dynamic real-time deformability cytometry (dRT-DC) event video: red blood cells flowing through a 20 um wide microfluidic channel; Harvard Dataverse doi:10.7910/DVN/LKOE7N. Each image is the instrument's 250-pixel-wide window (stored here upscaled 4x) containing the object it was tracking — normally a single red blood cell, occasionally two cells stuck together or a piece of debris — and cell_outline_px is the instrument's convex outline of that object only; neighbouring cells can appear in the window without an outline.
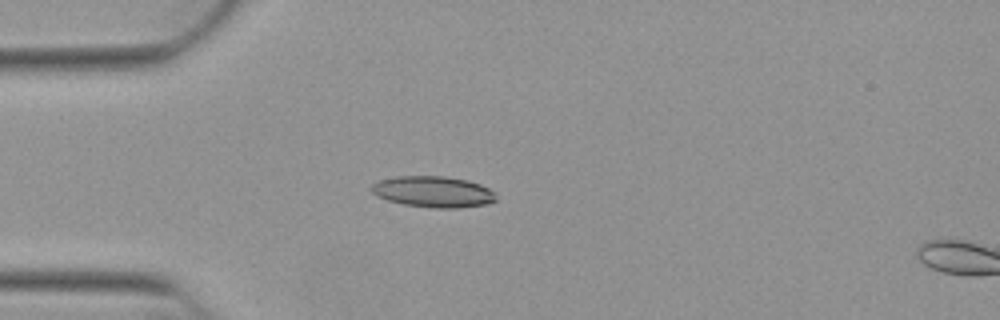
{"species": "Egyptian fruit bat (a non-hibernating species)", "species_latin": "Rousettus aegyptiacus", "temperature_condition": "warm", "stored_images_in_passage": 15, "camera_frame_rate_fps": 3000, "um_per_image_px": 0.085, "animal": {"sex": "female"}, "frame": {"image": 1, "passage_image": 13, "time_ms": 4.0, "image_size_px": [1000, 320], "cell_outline_px": [[496, 200], [488, 204], [460, 208], [436, 208], [404, 204], [388, 200], [376, 196], [368, 188], [372, 184], [380, 180], [396, 176], [444, 176], [468, 180], [480, 184], [496, 192]], "centroid_in_image_um": [36.83, 16.3], "position_along_channel_um": 48.2, "area_um2": 22.77}}